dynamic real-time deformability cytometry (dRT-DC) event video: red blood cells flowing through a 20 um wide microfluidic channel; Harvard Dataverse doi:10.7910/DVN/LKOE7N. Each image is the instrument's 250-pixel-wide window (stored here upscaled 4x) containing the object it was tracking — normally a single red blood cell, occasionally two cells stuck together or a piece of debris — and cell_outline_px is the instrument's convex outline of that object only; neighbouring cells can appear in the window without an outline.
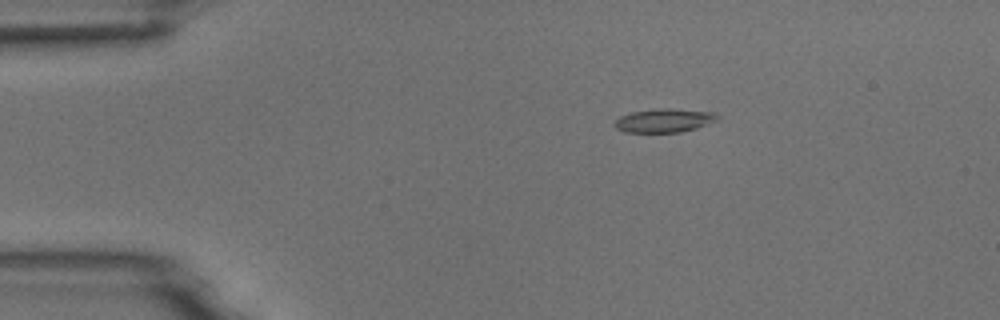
{"species": "common noctule bat (a hibernating species)", "species_latin": "Nyctalus noctula", "temperature_condition": "room temperature", "stored_images_in_passage": 4, "camera_frame_rate_fps": 3000, "um_per_image_px": 0.085, "animal": {"sex": "male", "body_mass_g": 18.8}, "frame": {"image": 1, "passage_image": 2, "time_ms": 1.333, "image_size_px": [1000, 320], "cell_outline_px": [[720, 116], [716, 120], [696, 128], [680, 132], [624, 132], [616, 128], [612, 124], [620, 116], [632, 112], [660, 108], [668, 108], [712, 112]], "centroid_in_image_um": [56.42, 10.24], "position_along_channel_um": 28.6, "area_um2": 14.05}}